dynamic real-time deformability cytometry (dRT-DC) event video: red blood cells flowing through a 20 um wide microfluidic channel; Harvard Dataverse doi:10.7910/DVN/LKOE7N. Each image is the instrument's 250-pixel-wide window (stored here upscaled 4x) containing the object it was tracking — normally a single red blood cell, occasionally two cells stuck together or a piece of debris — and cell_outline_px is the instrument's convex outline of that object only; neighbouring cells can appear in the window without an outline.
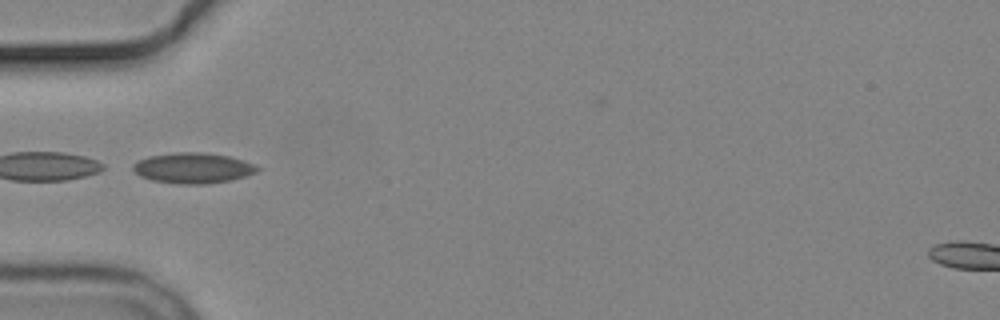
{"species": "common noctule bat (a hibernating species)", "species_latin": "Nyctalus noctula", "temperature_condition": "cold", "stored_images_in_passage": 2, "camera_frame_rate_fps": 3000, "um_per_image_px": 0.085, "animal": {"sex": "male", "body_mass_g": 19.2, "forearm_length_mm": 51.8}, "frame": {"image": 1, "passage_image": 1, "time_ms": 0.0, "image_size_px": [1000, 320], "cell_outline_px": [[260, 168], [256, 172], [232, 180], [208, 184], [180, 184], [152, 180], [140, 176], [132, 168], [132, 164], [148, 156], [176, 152], [200, 152], [228, 156], [252, 164]], "centroid_in_image_um": [16.37, 14.29], "position_along_channel_um": 68.6, "area_um2": 21.91}}